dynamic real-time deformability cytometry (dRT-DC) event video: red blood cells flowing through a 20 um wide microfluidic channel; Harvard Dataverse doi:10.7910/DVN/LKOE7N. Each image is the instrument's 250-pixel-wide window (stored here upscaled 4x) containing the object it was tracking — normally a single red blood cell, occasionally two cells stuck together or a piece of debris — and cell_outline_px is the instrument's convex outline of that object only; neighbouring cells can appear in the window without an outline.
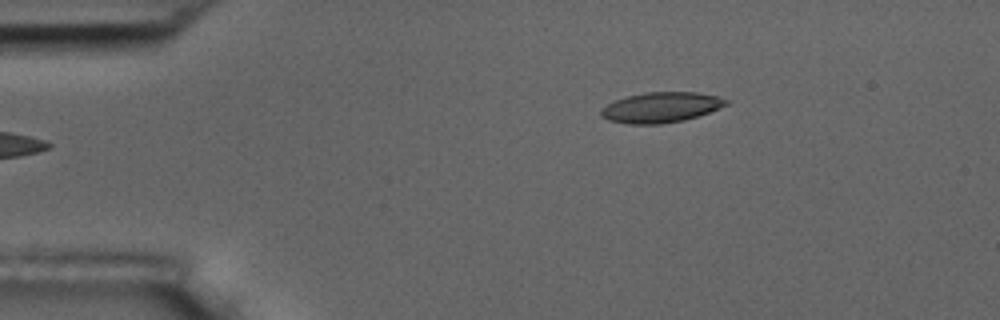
{"species": "common noctule bat (a hibernating species)", "species_latin": "Nyctalus noctula", "temperature_condition": "room temperature", "stored_images_in_passage": 6, "camera_frame_rate_fps": 3000, "um_per_image_px": 0.085, "animal": {"sex": "male", "body_mass_g": 17.5, "forearm_length_mm": 52.3}, "frame": {"image": 1, "passage_image": 6, "time_ms": 5.667, "image_size_px": [1000, 320], "cell_outline_px": [[728, 104], [708, 112], [684, 120], [660, 124], [628, 124], [608, 120], [600, 116], [600, 108], [616, 100], [628, 96], [644, 92], [696, 92], [716, 96], [728, 100]], "centroid_in_image_um": [56.14, 9.13], "position_along_channel_um": 28.9, "area_um2": 21.96}}